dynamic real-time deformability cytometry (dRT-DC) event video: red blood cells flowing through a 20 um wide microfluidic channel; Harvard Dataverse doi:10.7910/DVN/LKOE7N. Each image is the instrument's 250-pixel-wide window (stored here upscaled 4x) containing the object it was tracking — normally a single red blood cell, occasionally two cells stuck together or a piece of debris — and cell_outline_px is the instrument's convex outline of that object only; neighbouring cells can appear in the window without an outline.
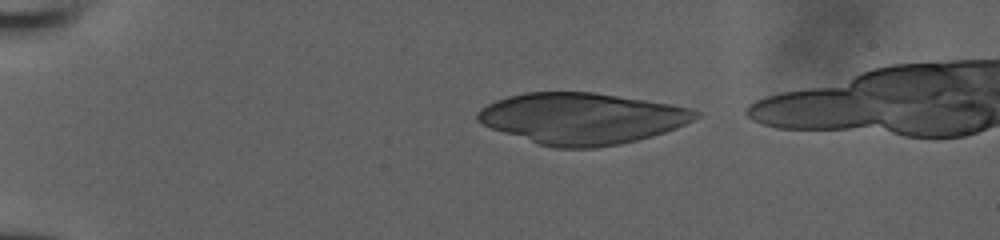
{"species": "human", "species_latin": "Homo sapiens", "temperature_condition": "room temperature", "stored_images_in_passage": 35, "camera_frame_rate_fps": 3000, "um_per_image_px": 0.085, "donor": {"sex": "male"}, "frame": {"image": 1, "passage_image": 3, "time_ms": 0.667, "image_size_px": [1000, 240], "cell_outline_px": [[700, 116], [676, 128], [652, 136], [636, 140], [616, 144], [592, 148], [552, 148], [536, 144], [480, 124], [476, 120], [476, 112], [480, 108], [496, 100], [508, 96], [524, 92], [592, 92], [672, 104], [692, 108], [700, 112]], "centroid_in_image_um": [49.41, 10.06], "position_along_channel_um": 35.6, "area_um2": 65.14}}